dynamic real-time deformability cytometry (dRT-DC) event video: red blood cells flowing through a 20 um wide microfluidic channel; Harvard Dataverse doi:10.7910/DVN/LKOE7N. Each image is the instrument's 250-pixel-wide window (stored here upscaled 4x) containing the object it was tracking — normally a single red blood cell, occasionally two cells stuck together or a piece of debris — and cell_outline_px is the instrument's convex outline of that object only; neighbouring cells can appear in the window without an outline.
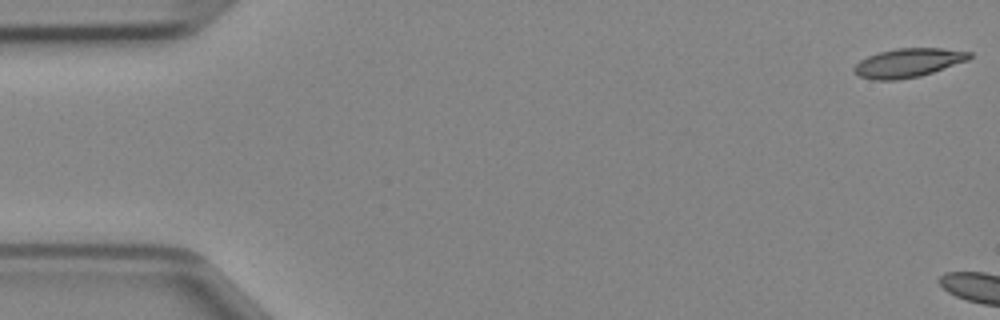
{"species": "Egyptian fruit bat (a non-hibernating species)", "species_latin": "Rousettus aegyptiacus", "temperature_condition": "cold", "stored_images_in_passage": 4, "camera_frame_rate_fps": 3000, "um_per_image_px": 0.085, "animal": {"sex": "female"}, "frame": {"image": 1, "passage_image": 1, "time_ms": 0.0, "image_size_px": [1000, 320], "cell_outline_px": [[972, 56], [968, 60], [920, 76], [896, 80], [872, 80], [860, 76], [852, 72], [852, 68], [860, 60], [868, 56], [880, 52], [896, 48], [940, 48], [972, 52]], "centroid_in_image_um": [77.16, 5.34], "position_along_channel_um": 7.8, "area_um2": 19.36}}